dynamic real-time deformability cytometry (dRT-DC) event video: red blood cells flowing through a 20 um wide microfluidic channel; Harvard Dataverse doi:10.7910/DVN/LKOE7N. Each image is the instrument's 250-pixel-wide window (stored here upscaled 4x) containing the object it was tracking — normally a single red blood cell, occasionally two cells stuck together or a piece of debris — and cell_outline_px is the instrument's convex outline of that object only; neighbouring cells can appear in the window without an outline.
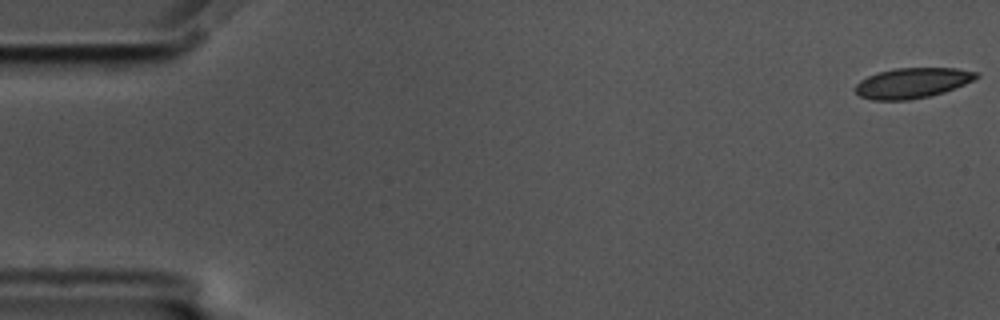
{"species": "common noctule bat (a hibernating species)", "species_latin": "Nyctalus noctula", "temperature_condition": "cold", "stored_images_in_passage": 58, "camera_frame_rate_fps": 3000, "um_per_image_px": 0.085, "animal": {"sex": "male", "body_mass_g": 17.5, "forearm_length_mm": 52.3}, "frame": {"image": 1, "passage_image": 1, "time_ms": 0.0, "image_size_px": [1000, 320], "cell_outline_px": [[980, 76], [964, 84], [944, 92], [928, 96], [908, 100], [872, 100], [860, 96], [852, 88], [860, 80], [868, 76], [880, 72], [896, 68], [956, 68], [980, 72]], "centroid_in_image_um": [77.53, 7.05], "position_along_channel_um": 7.5, "area_um2": 21.33}}
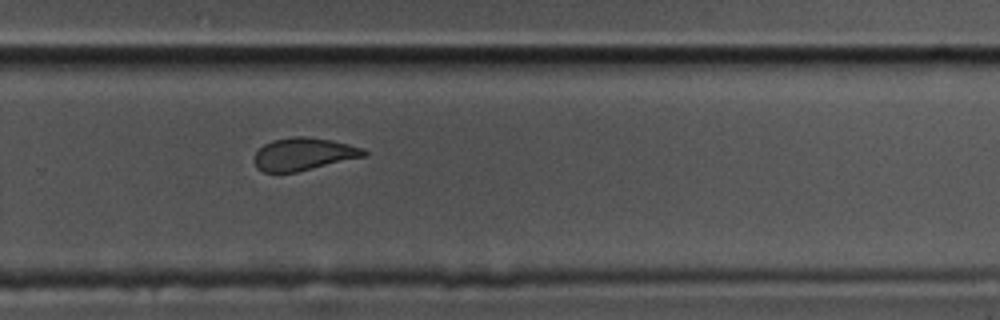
{"frame": {"image": 2, "passage_image": 39, "time_ms": 12.667, "image_size_px": [1000, 320], "cell_outline_px": [[368, 152], [364, 156], [296, 172], [264, 172], [256, 168], [252, 160], [256, 152], [264, 144], [272, 140], [296, 136], [304, 136], [332, 140], [364, 148]], "centroid_in_image_um": [25.76, 13.09], "position_along_channel_um": 304.0, "area_um2": 20.75}}
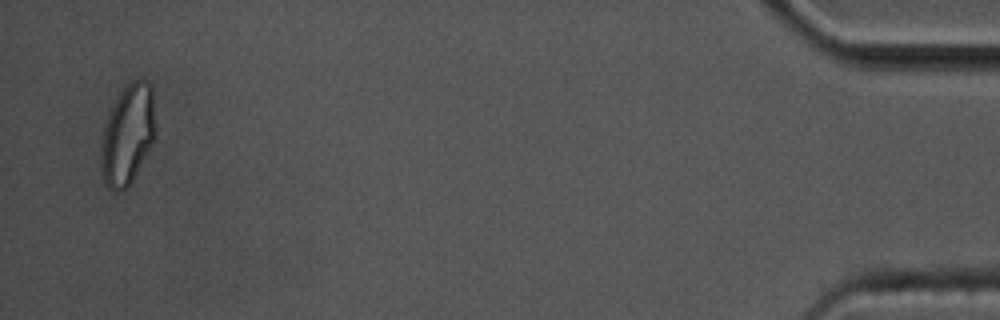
{"frame": {"image": 3, "passage_image": 57, "time_ms": 18.667, "image_size_px": [1000, 320], "cell_outline_px": [[156, 136], [152, 144], [128, 188], [116, 192], [108, 188], [104, 184], [100, 164], [100, 156], [104, 128], [108, 116], [120, 92], [128, 80], [148, 80], [152, 88], [156, 124]], "centroid_in_image_um": [10.87, 11.45], "position_along_channel_um": 424.3, "area_um2": 32.02}, "authors_computed_cell_mechanics": {"area_um2": 22.253, "velocity_mm_per_s": 3.4342, "shape_relaxation_time_tau1_ms": 5.7024, "shape_relaxation_time_tau2_ms": 1.692, "deformation_change_tau1": 0.1259, "deformation_change_tau2": 0.0665}}